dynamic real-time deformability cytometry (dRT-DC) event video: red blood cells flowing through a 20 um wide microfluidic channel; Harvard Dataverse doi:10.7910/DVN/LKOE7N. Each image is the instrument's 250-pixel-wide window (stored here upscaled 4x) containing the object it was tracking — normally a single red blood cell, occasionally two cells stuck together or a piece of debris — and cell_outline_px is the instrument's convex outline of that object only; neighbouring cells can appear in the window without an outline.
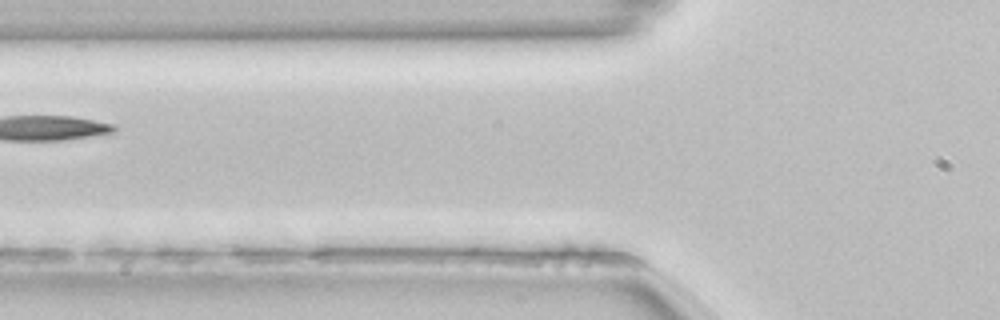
{"species": "common noctule bat (a hibernating species)", "species_latin": "Nyctalus noctula", "temperature_condition": "room temperature", "stored_images_in_passage": 6, "camera_frame_rate_fps": 3000, "um_per_image_px": 0.085, "animal": {"sex": "female", "body_mass_g": 22.7, "forearm_length_mm": 54.2}, "frame": {"image": 1, "passage_image": 6, "time_ms": 1.667, "image_size_px": [1000, 320], "cell_outline_px": [[636, 260], [628, 264], [536, 264], [520, 256], [568, 244], [596, 244]], "centroid_in_image_um": [49.15, 21.73], "position_along_channel_um": 76.7, "area_um2": 11.79}}